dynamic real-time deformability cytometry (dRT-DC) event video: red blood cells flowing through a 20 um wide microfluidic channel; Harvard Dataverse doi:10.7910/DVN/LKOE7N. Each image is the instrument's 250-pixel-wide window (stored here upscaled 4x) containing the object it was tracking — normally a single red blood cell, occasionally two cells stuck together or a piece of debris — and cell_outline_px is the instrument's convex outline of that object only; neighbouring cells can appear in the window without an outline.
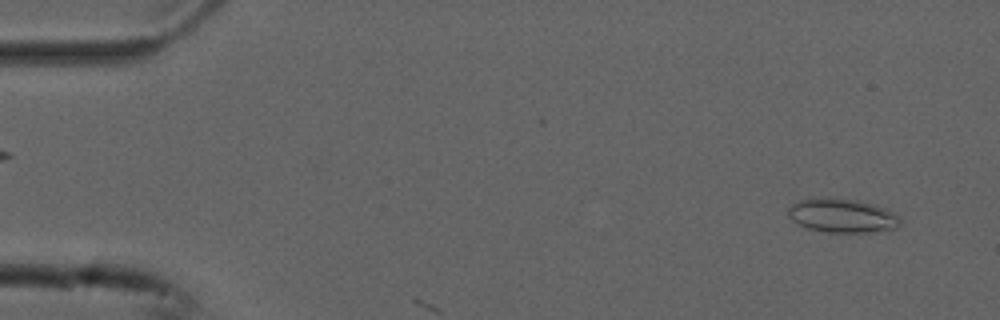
{"species": "common noctule bat (a hibernating species)", "species_latin": "Nyctalus noctula", "temperature_condition": "cold", "stored_images_in_passage": 5, "camera_frame_rate_fps": 3000, "um_per_image_px": 0.085, "animal": {"sex": "male", "forearm_length_mm": 52.5}, "frame": {"image": 1, "passage_image": 2, "time_ms": 0.333, "image_size_px": [1000, 320], "cell_outline_px": [[900, 224], [896, 228], [872, 232], [828, 232], [808, 228], [792, 220], [788, 216], [788, 208], [792, 204], [800, 200], [812, 196], [860, 200], [884, 208], [896, 216], [900, 220]], "centroid_in_image_um": [71.53, 18.31], "position_along_channel_um": 13.5, "area_um2": 22.08}}